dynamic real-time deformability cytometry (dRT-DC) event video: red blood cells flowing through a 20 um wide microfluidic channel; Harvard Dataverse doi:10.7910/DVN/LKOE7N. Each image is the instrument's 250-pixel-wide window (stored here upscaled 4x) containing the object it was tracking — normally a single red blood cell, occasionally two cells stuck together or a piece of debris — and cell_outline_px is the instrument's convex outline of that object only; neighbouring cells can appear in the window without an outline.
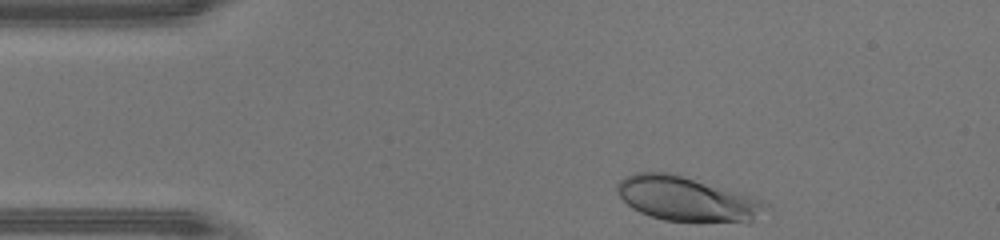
{"species": "human", "species_latin": "Homo sapiens", "temperature_condition": "warm", "stored_images_in_passage": 31, "camera_frame_rate_fps": 3000, "um_per_image_px": 0.085, "donor": {"sex": "male"}, "frame": {"image": 1, "passage_image": 1, "time_ms": 0.0, "image_size_px": [1000, 240], "cell_outline_px": [[768, 208], [752, 220], [664, 220], [640, 212], [632, 208], [616, 192], [616, 184], [624, 176], [636, 172], [676, 172], [740, 192], [760, 200], [768, 204]], "centroid_in_image_um": [58.3, 16.84], "position_along_channel_um": 26.7, "area_um2": 37.97}}
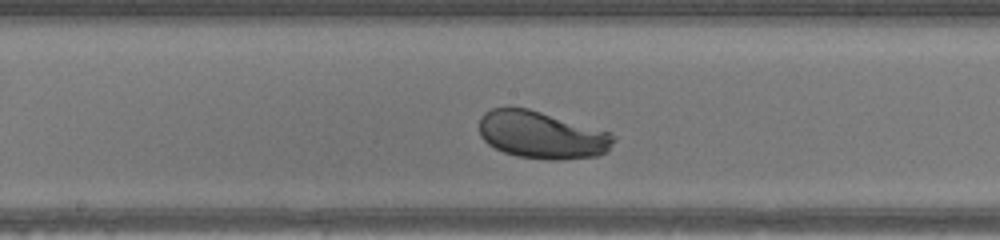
{"frame": {"image": 2, "passage_image": 17, "time_ms": 5.333, "image_size_px": [1000, 240], "cell_outline_px": [[616, 140], [608, 152], [600, 156], [556, 160], [548, 160], [516, 156], [504, 152], [488, 144], [480, 136], [480, 116], [484, 112], [492, 108], [528, 108], [608, 132], [616, 136]], "centroid_in_image_um": [46.06, 11.49], "position_along_channel_um": 202.1, "area_um2": 37.05}}
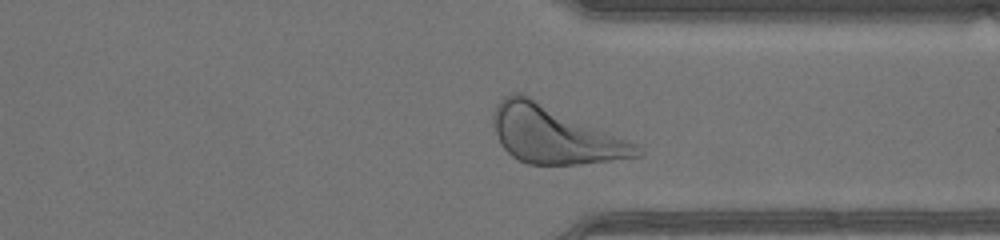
{"frame": {"image": 3, "passage_image": 28, "time_ms": 9.0, "image_size_px": [1000, 240], "cell_outline_px": [[644, 156], [580, 164], [528, 164], [512, 156], [500, 144], [492, 124], [492, 116], [496, 104], [504, 96], [512, 92], [520, 92], [636, 144], [644, 152]], "centroid_in_image_um": [47.08, 11.45], "position_along_channel_um": 364.3, "area_um2": 47.69}, "authors_computed_cell_mechanics": {"area_um2": 38.148, "velocity_mm_per_s": 4.4525, "shape_relaxation_time_tau1_ms": 0.7214, "shape_relaxation_time_tau2_ms": null, "deformation_change_tau1": 0.084, "deformation_change_tau2": null}}